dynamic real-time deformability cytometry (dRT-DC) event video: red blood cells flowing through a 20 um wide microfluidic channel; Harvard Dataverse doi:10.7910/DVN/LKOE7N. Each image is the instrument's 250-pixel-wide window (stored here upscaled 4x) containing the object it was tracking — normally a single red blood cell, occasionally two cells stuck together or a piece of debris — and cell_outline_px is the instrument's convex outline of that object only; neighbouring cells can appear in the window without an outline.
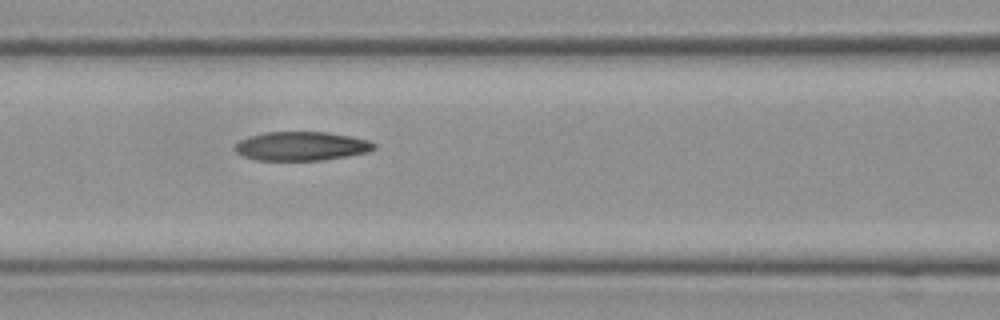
{"species": "Egyptian fruit bat (a non-hibernating species)", "species_latin": "Rousettus aegyptiacus", "temperature_condition": "cold", "stored_images_in_passage": 5, "camera_frame_rate_fps": 3000, "um_per_image_px": 0.085, "frame": {"image": 1, "passage_image": 5, "time_ms": 1.333, "image_size_px": [1000, 320], "cell_outline_px": [[376, 148], [368, 152], [320, 160], [256, 160], [244, 156], [236, 152], [232, 148], [240, 140], [248, 136], [264, 132], [328, 132], [368, 140], [376, 144]], "centroid_in_image_um": [25.58, 12.41], "position_along_channel_um": 141.0, "area_um2": 23.35}}